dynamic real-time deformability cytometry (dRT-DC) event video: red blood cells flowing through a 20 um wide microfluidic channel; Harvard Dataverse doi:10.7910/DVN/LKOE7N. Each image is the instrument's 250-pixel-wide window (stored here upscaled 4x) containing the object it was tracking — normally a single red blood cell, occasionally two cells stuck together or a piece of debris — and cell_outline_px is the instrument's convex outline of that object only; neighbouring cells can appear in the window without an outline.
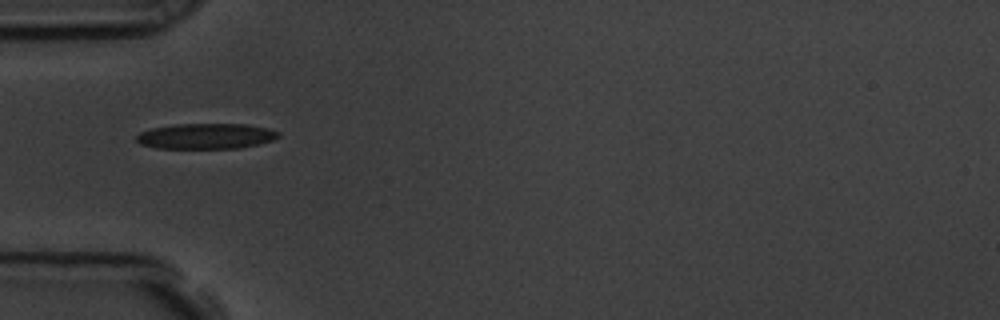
{"species": "common noctule bat (a hibernating species)", "species_latin": "Nyctalus noctula", "temperature_condition": "room temperature", "stored_images_in_passage": 30, "camera_frame_rate_fps": 3000, "um_per_image_px": 0.085, "animal": {"sex": "male", "body_mass_g": 19.5, "forearm_length_mm": 54.6}, "frame": {"image": 1, "passage_image": 1, "time_ms": 0.0, "image_size_px": [1000, 320], "cell_outline_px": [[280, 136], [272, 140], [260, 144], [240, 148], [156, 148], [140, 144], [136, 140], [136, 136], [140, 132], [152, 128], [176, 124], [248, 124], [268, 128], [280, 132]], "centroid_in_image_um": [17.53, 11.57], "position_along_channel_um": 67.5, "area_um2": 21.21}}
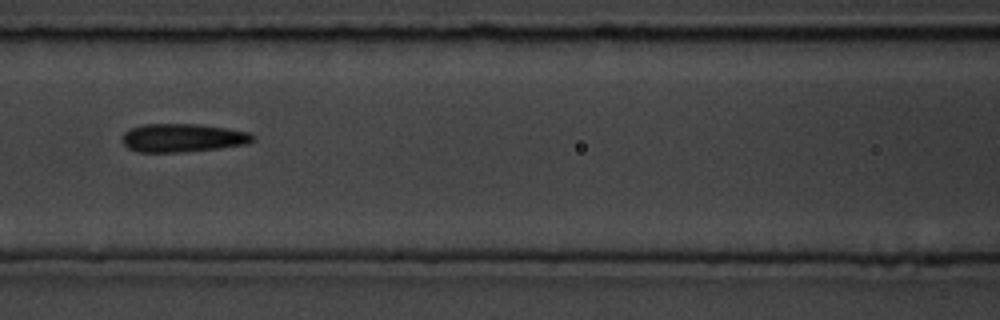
{"frame": {"image": 2, "passage_image": 8, "time_ms": 2.333, "image_size_px": [1000, 320], "cell_outline_px": [[256, 140], [248, 144], [220, 148], [184, 152], [140, 152], [128, 148], [120, 140], [124, 132], [132, 128], [144, 124], [200, 124], [228, 128], [248, 132]], "centroid_in_image_um": [15.53, 11.72], "position_along_channel_um": 151.1, "area_um2": 21.73}}
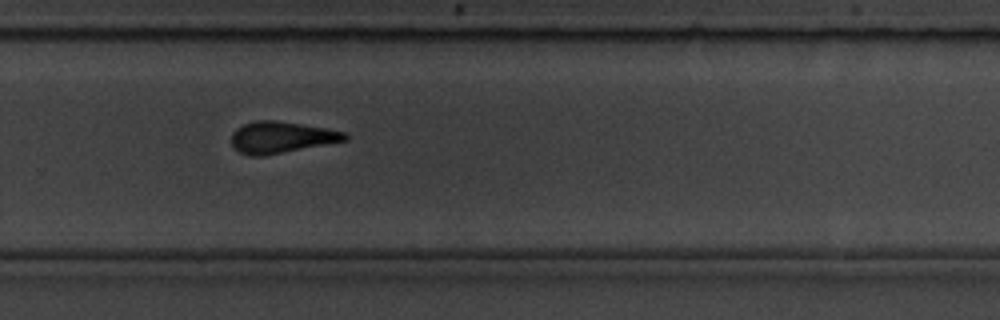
{"frame": {"image": 3, "passage_image": 21, "time_ms": 6.667, "image_size_px": [1000, 320], "cell_outline_px": [[348, 140], [264, 156], [252, 156], [240, 152], [232, 144], [232, 132], [236, 128], [244, 124], [256, 120], [276, 120], [348, 132]], "centroid_in_image_um": [23.92, 11.67], "position_along_channel_um": 305.9, "area_um2": 20.75}, "authors_computed_cell_mechanics": {"area_um2": 21.4149, "velocity_mm_per_s": 3.5833, "shape_relaxation_time_tau1_ms": 7.7591, "shape_relaxation_time_tau2_ms": 3.0828, "deformation_change_tau1": 0.2113, "deformation_change_tau2": 0.1101}}